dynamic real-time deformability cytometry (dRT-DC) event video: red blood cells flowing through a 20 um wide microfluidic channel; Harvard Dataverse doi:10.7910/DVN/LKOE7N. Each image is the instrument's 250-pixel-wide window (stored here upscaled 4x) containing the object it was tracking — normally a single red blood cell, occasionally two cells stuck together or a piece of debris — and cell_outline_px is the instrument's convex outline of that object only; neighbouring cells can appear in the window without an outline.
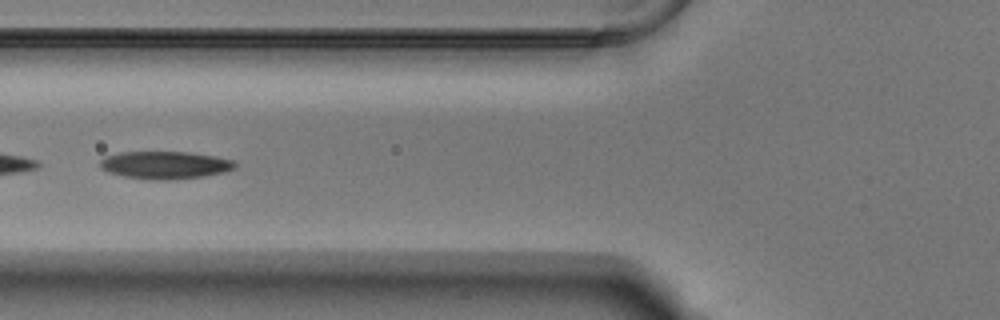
{"species": "Egyptian fruit bat (a non-hibernating species)", "species_latin": "Rousettus aegyptiacus", "temperature_condition": "warm", "stored_images_in_passage": 12, "camera_frame_rate_fps": 3000, "um_per_image_px": 0.085, "animal": {"sex": "male"}, "frame": {"image": 1, "passage_image": 6, "time_ms": 1.667, "image_size_px": [1000, 320], "cell_outline_px": [[236, 168], [224, 172], [204, 176], [172, 180], [152, 180], [124, 176], [108, 172], [100, 168], [100, 160], [104, 156], [120, 152], [188, 152], [216, 156], [232, 160], [236, 164]], "centroid_in_image_um": [14.02, 14.03], "position_along_channel_um": 111.8, "area_um2": 21.85}}